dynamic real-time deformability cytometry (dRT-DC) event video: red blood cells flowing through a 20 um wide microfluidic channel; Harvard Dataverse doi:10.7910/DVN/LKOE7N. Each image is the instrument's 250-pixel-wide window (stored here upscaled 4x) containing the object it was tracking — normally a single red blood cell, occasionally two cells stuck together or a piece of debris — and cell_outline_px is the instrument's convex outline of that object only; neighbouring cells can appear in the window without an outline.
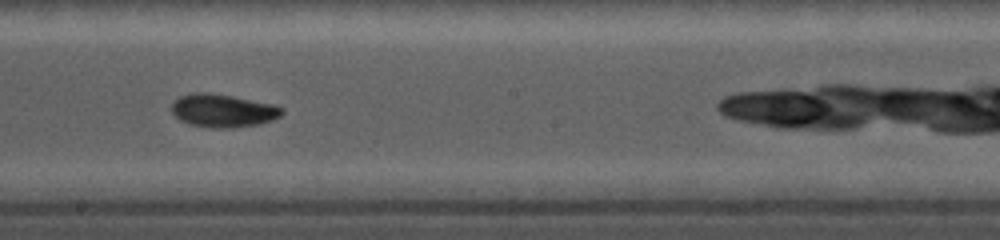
{"species": "common noctule bat (a hibernating species)", "species_latin": "Nyctalus noctula", "temperature_condition": "cold", "stored_images_in_passage": 17, "camera_frame_rate_fps": 5000, "um_per_image_px": 0.085, "animal": {"sex": "female", "body_mass_g": 19.0, "forearm_length_mm": 56.7}, "frame": {"image": 1, "passage_image": 10, "time_ms": 5.0, "image_size_px": [1000, 240], "cell_outline_px": [[284, 112], [280, 116], [272, 120], [260, 124], [232, 128], [212, 128], [192, 124], [180, 120], [172, 112], [172, 104], [180, 96], [192, 92], [208, 92], [232, 96], [272, 104], [284, 108]], "centroid_in_image_um": [18.97, 9.4], "position_along_channel_um": 229.2, "area_um2": 21.21}}
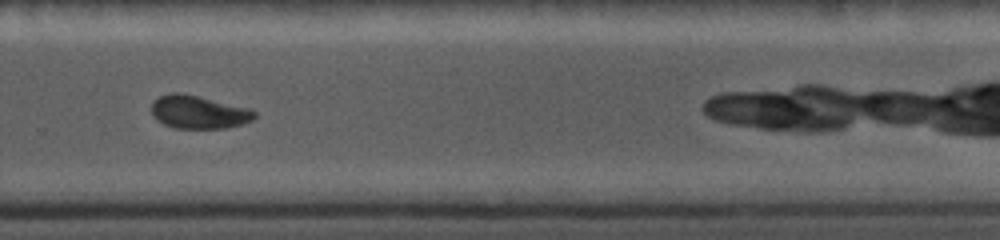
{"frame": {"image": 2, "passage_image": 12, "time_ms": 7.2, "image_size_px": [1000, 240], "cell_outline_px": [[256, 116], [252, 120], [228, 128], [176, 128], [164, 124], [156, 120], [152, 116], [152, 100], [160, 96], [172, 92], [180, 92], [248, 108], [256, 112]], "centroid_in_image_um": [16.84, 9.53], "position_along_channel_um": 313.0, "area_um2": 19.77}}